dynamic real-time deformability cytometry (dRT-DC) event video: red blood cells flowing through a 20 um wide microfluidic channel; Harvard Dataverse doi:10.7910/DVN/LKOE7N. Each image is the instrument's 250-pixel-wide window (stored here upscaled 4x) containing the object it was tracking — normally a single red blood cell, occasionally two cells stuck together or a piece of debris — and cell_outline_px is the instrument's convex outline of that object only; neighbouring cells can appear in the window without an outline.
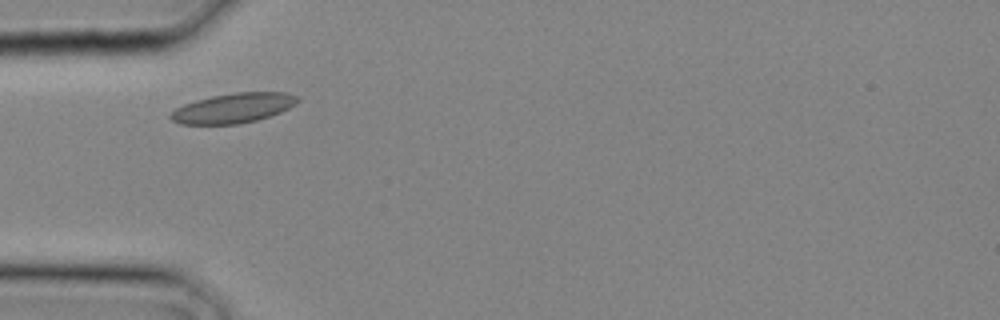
{"species": "common noctule bat (a hibernating species)", "species_latin": "Nyctalus noctula", "temperature_condition": "cold", "stored_images_in_passage": 1, "camera_frame_rate_fps": 3000, "um_per_image_px": 0.085, "animal": {"sex": "male", "body_mass_g": 20.4}, "frame": {"image": 1, "passage_image": 1, "time_ms": 0.0, "image_size_px": [1000, 320], "cell_outline_px": [[300, 100], [296, 104], [280, 112], [256, 120], [236, 124], [180, 124], [172, 120], [168, 116], [176, 108], [184, 104], [196, 100], [212, 96], [236, 92], [284, 92], [296, 96]], "centroid_in_image_um": [19.82, 9.18], "position_along_channel_um": 65.2, "area_um2": 21.85}}